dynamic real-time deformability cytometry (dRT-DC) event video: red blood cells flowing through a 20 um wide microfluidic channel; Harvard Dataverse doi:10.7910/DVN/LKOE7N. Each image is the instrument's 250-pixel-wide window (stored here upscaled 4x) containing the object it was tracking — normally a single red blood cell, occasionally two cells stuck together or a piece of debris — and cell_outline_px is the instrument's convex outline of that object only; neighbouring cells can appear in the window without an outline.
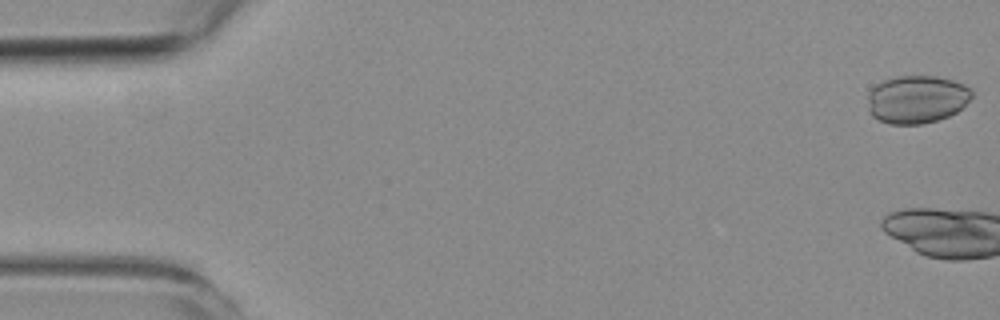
{"species": "common noctule bat (a hibernating species)", "species_latin": "Nyctalus noctula", "temperature_condition": "room temperature", "stored_images_in_passage": 7, "camera_frame_rate_fps": 3000, "um_per_image_px": 0.085, "animal": {"sex": "female", "body_mass_g": 19.3, "forearm_length_mm": 54.1}, "frame": {"image": 1, "passage_image": 1, "time_ms": 0.0, "image_size_px": [1000, 320], "cell_outline_px": [[972, 96], [956, 112], [948, 116], [936, 120], [920, 124], [892, 124], [880, 120], [872, 116], [868, 112], [868, 92], [876, 84], [884, 80], [896, 76], [936, 76], [952, 80], [964, 84], [972, 88]], "centroid_in_image_um": [77.9, 8.43], "position_along_channel_um": 7.1, "area_um2": 29.07}}
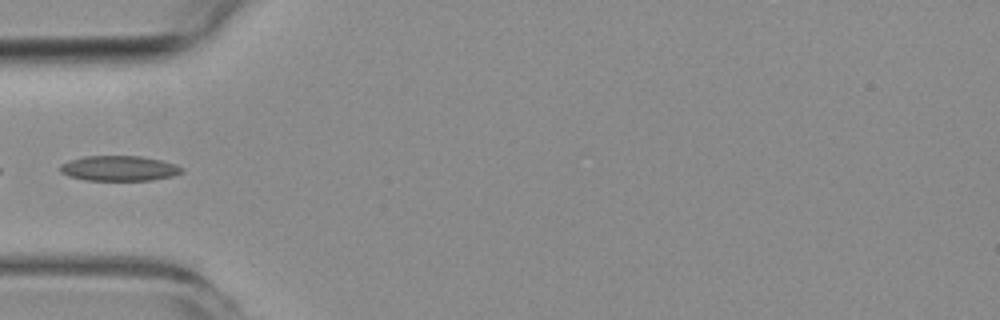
{"frame": {"image": 2, "passage_image": 7, "time_ms": 6.667, "image_size_px": [1000, 320], "cell_outline_px": [[184, 172], [172, 176], [152, 180], [84, 180], [68, 176], [60, 172], [60, 164], [68, 160], [84, 156], [140, 156], [160, 160], [176, 164], [184, 168]], "centroid_in_image_um": [10.11, 14.31], "position_along_channel_um": 74.9, "area_um2": 17.98}}